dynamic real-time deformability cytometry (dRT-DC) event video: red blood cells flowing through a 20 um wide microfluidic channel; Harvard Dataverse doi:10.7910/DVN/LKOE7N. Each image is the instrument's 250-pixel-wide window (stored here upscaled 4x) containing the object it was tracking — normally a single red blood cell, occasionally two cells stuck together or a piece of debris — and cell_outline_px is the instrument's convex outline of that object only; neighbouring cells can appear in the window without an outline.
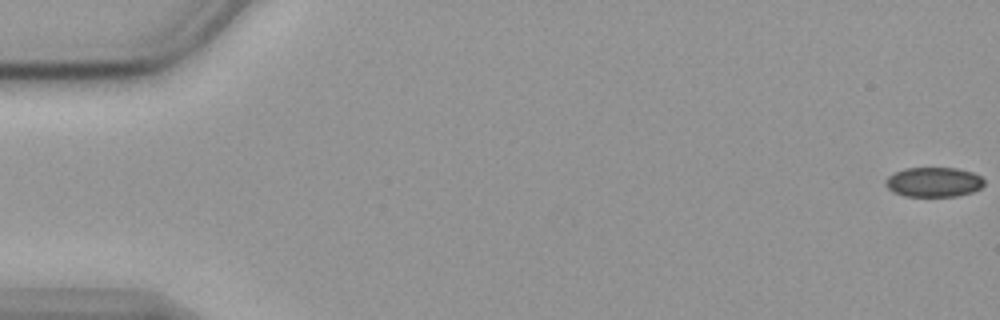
{"species": "common noctule bat (a hibernating species)", "species_latin": "Nyctalus noctula", "temperature_condition": "cold", "stored_images_in_passage": 35, "camera_frame_rate_fps": 3000, "um_per_image_px": 0.085, "animal": {"sex": "female", "body_mass_g": 19.9}, "frame": {"image": 1, "passage_image": 1, "time_ms": 0.0, "image_size_px": [1000, 320], "cell_outline_px": [[984, 184], [980, 188], [972, 192], [956, 196], [904, 196], [892, 192], [884, 184], [884, 180], [888, 176], [904, 168], [956, 168], [972, 172], [980, 176], [984, 180]], "centroid_in_image_um": [79.33, 15.48], "position_along_channel_um": 5.7, "area_um2": 17.11}}
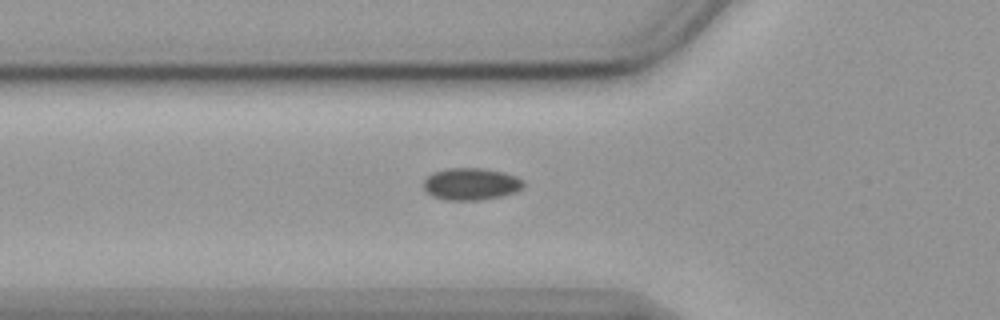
{"frame": {"image": 2, "passage_image": 20, "time_ms": 6.333, "image_size_px": [1000, 320], "cell_outline_px": [[524, 188], [516, 192], [484, 200], [444, 200], [432, 196], [420, 184], [432, 172], [448, 168], [480, 168], [504, 172], [516, 176], [524, 180]], "centroid_in_image_um": [40.03, 15.64], "position_along_channel_um": 85.8, "area_um2": 18.96}}
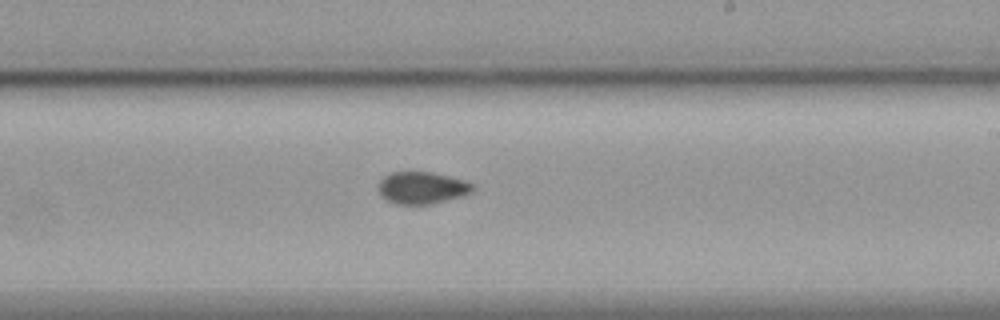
{"frame": {"image": 3, "passage_image": 34, "time_ms": 11.0, "image_size_px": [1000, 320], "cell_outline_px": [[476, 188], [472, 192], [464, 196], [432, 204], [396, 204], [380, 196], [376, 188], [376, 184], [384, 176], [392, 172], [432, 172], [464, 180], [476, 184]], "centroid_in_image_um": [35.87, 15.97], "position_along_channel_um": 253.1, "area_um2": 18.03}}